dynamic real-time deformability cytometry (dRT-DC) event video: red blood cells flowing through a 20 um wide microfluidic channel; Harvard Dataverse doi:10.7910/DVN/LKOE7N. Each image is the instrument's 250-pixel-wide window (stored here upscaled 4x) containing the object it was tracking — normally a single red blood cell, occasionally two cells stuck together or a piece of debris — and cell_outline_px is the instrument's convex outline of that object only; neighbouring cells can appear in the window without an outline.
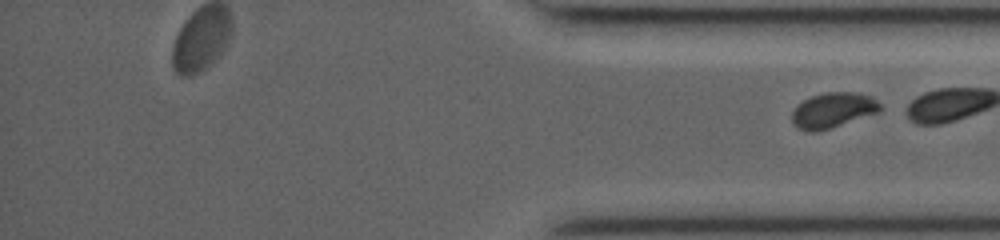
{"species": "common noctule bat (a hibernating species)", "species_latin": "Nyctalus noctula", "temperature_condition": "room temperature", "stored_images_in_passage": 30, "segment_of_instrument_passage": [2, 2], "camera_frame_rate_fps": 3000, "um_per_image_px": 0.085, "animal": {"sex": "female", "body_mass_g": 19.0, "forearm_length_mm": 53.3}, "frame": {"image": 1, "passage_image": 30, "time_ms": 9.667, "image_size_px": [1000, 240], "cell_outline_px": [[880, 112], [816, 132], [808, 132], [796, 128], [792, 120], [792, 112], [804, 100], [812, 96], [828, 92], [852, 92], [872, 96], [880, 104]], "centroid_in_image_um": [70.8, 9.38], "position_along_channel_um": 364.4, "area_um2": 17.86}}